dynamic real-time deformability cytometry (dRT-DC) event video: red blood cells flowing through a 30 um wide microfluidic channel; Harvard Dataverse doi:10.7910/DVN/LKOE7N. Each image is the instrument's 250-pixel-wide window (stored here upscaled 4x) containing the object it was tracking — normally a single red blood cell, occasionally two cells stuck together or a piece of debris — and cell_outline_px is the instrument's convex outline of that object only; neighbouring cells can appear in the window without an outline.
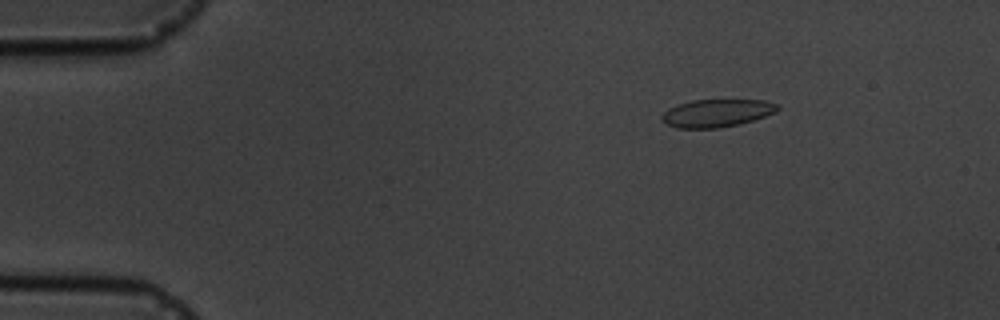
{"species": "common noctule bat (a hibernating species)", "species_latin": "Nyctalus noctula", "temperature_condition": "cold", "stored_images_in_passage": 3, "camera_frame_rate_fps": 3000, "um_per_image_px": 0.085, "animal": {"sex": "male", "body_mass_g": 19.5, "forearm_length_mm": 54.6}, "frame": {"image": 1, "passage_image": 1, "time_ms": 0.0, "image_size_px": [1000, 320], "cell_outline_px": [[780, 108], [776, 112], [752, 120], [736, 124], [716, 128], [676, 128], [660, 120], [660, 116], [668, 108], [676, 104], [692, 100], [764, 100], [780, 104]], "centroid_in_image_um": [60.9, 9.6], "position_along_channel_um": 24.1, "area_um2": 18.73}}